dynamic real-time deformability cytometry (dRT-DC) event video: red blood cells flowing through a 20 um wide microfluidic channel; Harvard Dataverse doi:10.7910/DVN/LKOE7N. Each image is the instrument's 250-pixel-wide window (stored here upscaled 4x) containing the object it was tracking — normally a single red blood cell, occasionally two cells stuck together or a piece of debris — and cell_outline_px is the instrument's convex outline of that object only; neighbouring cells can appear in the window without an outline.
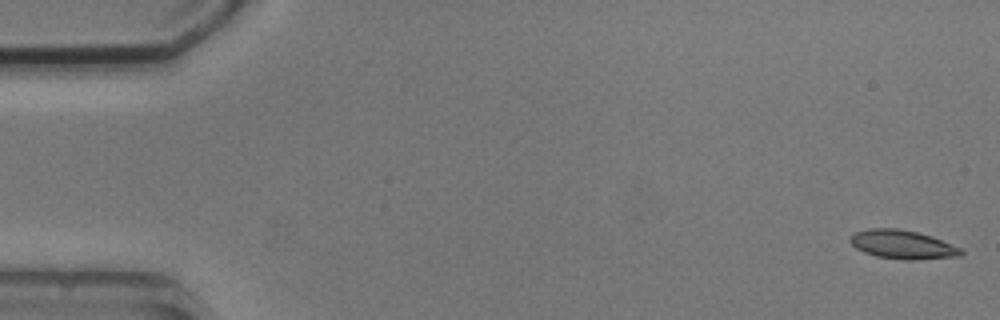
{"species": "common noctule bat (a hibernating species)", "species_latin": "Nyctalus noctula", "temperature_condition": "cold", "stored_images_in_passage": 4, "camera_frame_rate_fps": 3000, "um_per_image_px": 0.085, "animal": {"sex": "male", "body_mass_g": 20.5, "forearm_length_mm": 52.5}, "frame": {"image": 1, "passage_image": 1, "time_ms": 0.0, "image_size_px": [1000, 320], "cell_outline_px": [[964, 252], [960, 256], [916, 260], [908, 260], [876, 256], [864, 252], [856, 248], [848, 240], [848, 236], [856, 232], [868, 228], [896, 228], [916, 232], [932, 236], [960, 248]], "centroid_in_image_um": [76.68, 20.78], "position_along_channel_um": 8.3, "area_um2": 18.55}}
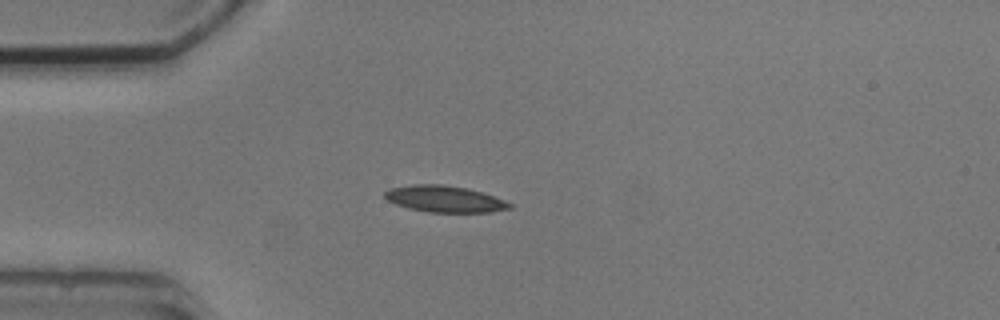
{"frame": {"image": 2, "passage_image": 4, "time_ms": 4.333, "image_size_px": [1000, 320], "cell_outline_px": [[512, 208], [492, 212], [428, 212], [408, 208], [396, 204], [388, 200], [384, 196], [384, 192], [388, 188], [416, 184], [440, 184], [468, 188], [504, 200], [512, 204]], "centroid_in_image_um": [37.78, 16.91], "position_along_channel_um": 47.2, "area_um2": 19.19}}